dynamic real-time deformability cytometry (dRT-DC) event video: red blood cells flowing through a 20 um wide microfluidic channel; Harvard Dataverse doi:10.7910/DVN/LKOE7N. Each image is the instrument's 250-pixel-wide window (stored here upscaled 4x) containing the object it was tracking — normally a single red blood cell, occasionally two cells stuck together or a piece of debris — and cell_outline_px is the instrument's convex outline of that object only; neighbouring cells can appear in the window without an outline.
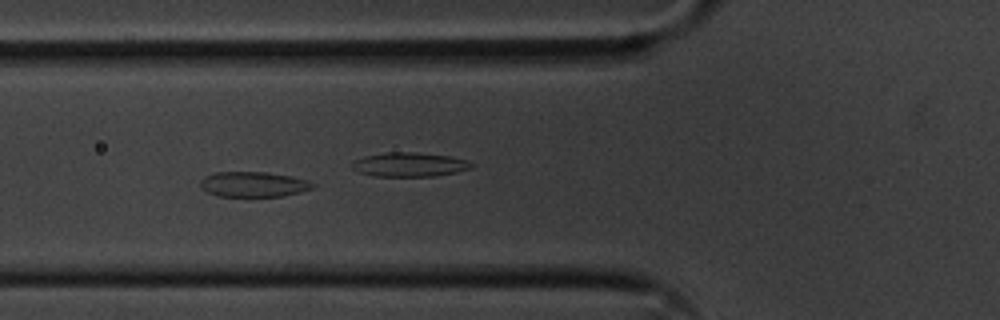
{"species": "common noctule bat (a hibernating species)", "species_latin": "Nyctalus noctula", "temperature_condition": "cold", "stored_images_in_passage": 6, "camera_frame_rate_fps": 3000, "um_per_image_px": 0.085, "animal": {"sex": "male", "body_mass_g": 20.1, "forearm_length_mm": 53.5}, "frame": {"image": 1, "passage_image": 5, "time_ms": 1.333, "image_size_px": [1000, 320], "cell_outline_px": [[316, 184], [312, 188], [300, 192], [280, 196], [216, 196], [200, 188], [200, 180], [204, 176], [216, 172], [264, 172], [288, 176], [308, 180]], "centroid_in_image_um": [21.5, 15.66], "position_along_channel_um": 104.3, "area_um2": 16.42}}